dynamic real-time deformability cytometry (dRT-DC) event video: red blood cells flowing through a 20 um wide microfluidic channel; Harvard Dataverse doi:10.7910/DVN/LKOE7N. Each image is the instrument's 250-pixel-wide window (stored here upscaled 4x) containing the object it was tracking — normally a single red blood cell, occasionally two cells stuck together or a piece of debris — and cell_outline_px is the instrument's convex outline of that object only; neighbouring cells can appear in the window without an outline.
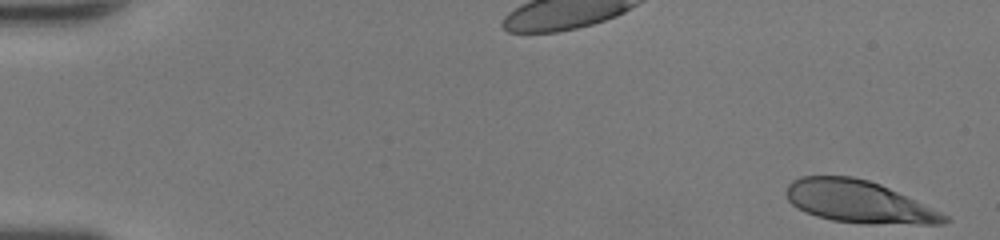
{"species": "human", "species_latin": "Homo sapiens", "temperature_condition": "room temperature", "stored_images_in_passage": 47, "camera_frame_rate_fps": 3000, "um_per_image_px": 0.085, "donor": {"sex": "female"}, "frame": {"image": 1, "passage_image": 1, "time_ms": 0.0, "image_size_px": [1000, 240], "cell_outline_px": [[952, 220], [944, 224], [868, 224], [832, 220], [816, 216], [796, 208], [788, 200], [784, 192], [788, 184], [792, 180], [800, 176], [852, 176], [868, 180], [880, 184], [940, 212], [948, 216]], "centroid_in_image_um": [72.95, 17.15], "position_along_channel_um": 12.1, "area_um2": 38.9}}
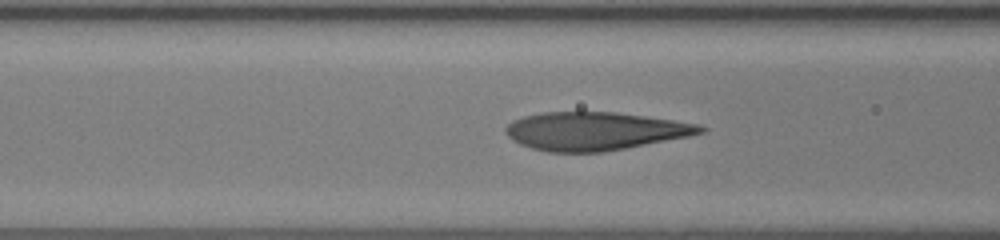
{"frame": {"image": 2, "passage_image": 23, "time_ms": 7.333, "image_size_px": [1000, 240], "cell_outline_px": [[708, 128], [704, 132], [688, 136], [604, 152], [548, 152], [532, 148], [520, 144], [512, 140], [504, 132], [504, 128], [512, 120], [524, 116], [540, 112], [616, 112], [700, 124]], "centroid_in_image_um": [50.53, 11.14], "position_along_channel_um": 116.1, "area_um2": 43.23}}
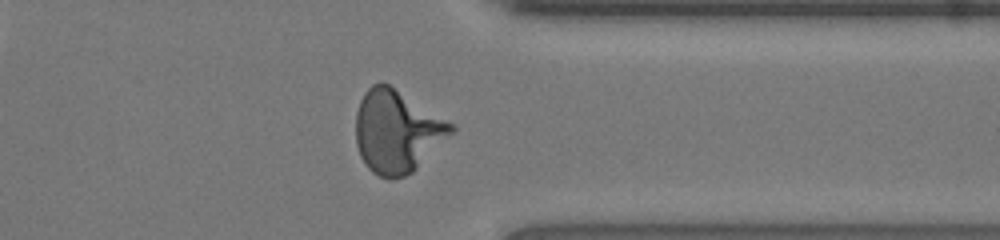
{"frame": {"image": 3, "passage_image": 42, "time_ms": 13.667, "image_size_px": [1000, 240], "cell_outline_px": [[456, 128], [412, 172], [404, 176], [392, 180], [380, 176], [372, 172], [364, 164], [360, 156], [356, 144], [356, 112], [360, 100], [364, 92], [372, 84], [388, 84], [452, 124]], "centroid_in_image_um": [33.68, 11.19], "position_along_channel_um": 377.7, "area_um2": 44.97}, "authors_computed_cell_mechanics": {"area_um2": 42.5986, "velocity_mm_per_s": 4.1417, "shape_relaxation_time_tau1_ms": 7.5473, "shape_relaxation_time_tau2_ms": null, "deformation_change_tau1": 0.3494, "deformation_change_tau2": null}}